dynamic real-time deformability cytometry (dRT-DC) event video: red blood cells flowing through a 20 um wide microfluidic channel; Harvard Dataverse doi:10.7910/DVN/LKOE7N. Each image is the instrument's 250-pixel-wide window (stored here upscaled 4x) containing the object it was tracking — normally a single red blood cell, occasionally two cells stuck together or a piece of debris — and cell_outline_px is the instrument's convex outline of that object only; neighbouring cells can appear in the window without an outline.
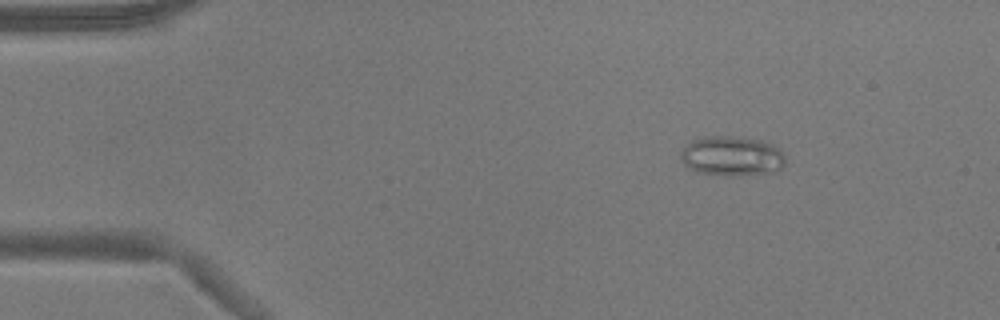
{"species": "common noctule bat (a hibernating species)", "species_latin": "Nyctalus noctula", "temperature_condition": "warm", "stored_images_in_passage": 53, "camera_frame_rate_fps": 3000, "um_per_image_px": 0.085, "animal": {"sex": "male", "body_mass_g": 17.9}, "frame": {"image": 1, "passage_image": 8, "time_ms": 2.333, "image_size_px": [1000, 320], "cell_outline_px": [[784, 164], [776, 172], [732, 176], [724, 176], [692, 172], [684, 164], [680, 156], [680, 152], [692, 140], [704, 136], [728, 136], [764, 140], [780, 148], [784, 156]], "centroid_in_image_um": [62.19, 13.28], "position_along_channel_um": 22.8, "area_um2": 24.62}}
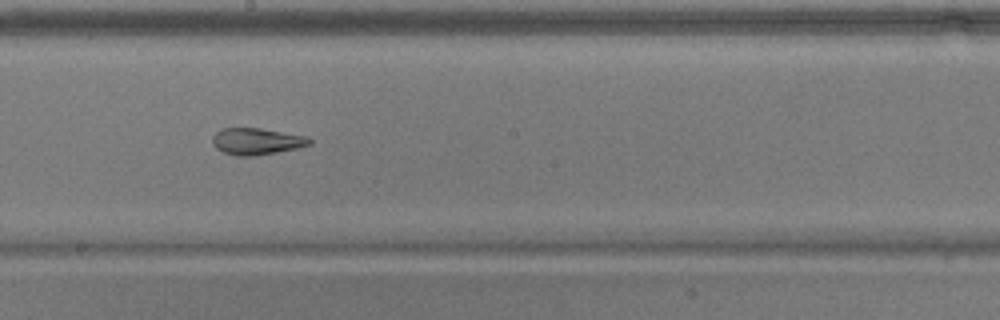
{"frame": {"image": 2, "passage_image": 30, "time_ms": 9.667, "image_size_px": [1000, 320], "cell_outline_px": [[312, 144], [296, 148], [276, 152], [252, 156], [236, 156], [224, 152], [216, 148], [212, 144], [212, 136], [220, 128], [260, 128], [308, 136], [312, 140]], "centroid_in_image_um": [21.8, 12.0], "position_along_channel_um": 226.4, "area_um2": 15.14}}
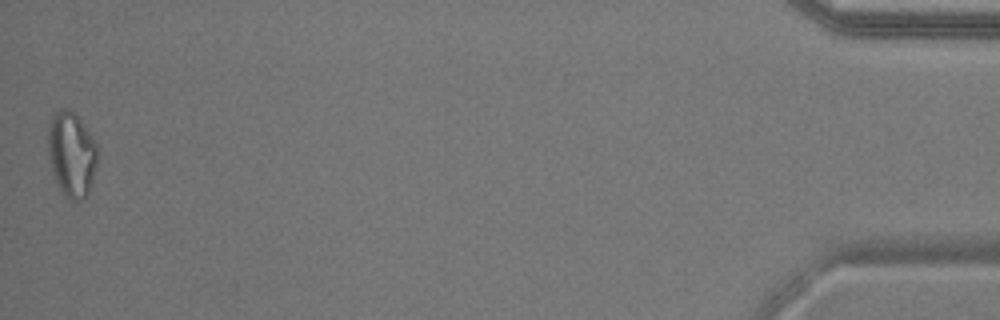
{"frame": {"image": 3, "passage_image": 53, "time_ms": 17.333, "image_size_px": [1000, 320], "cell_outline_px": [[96, 164], [88, 196], [84, 200], [72, 200], [60, 188], [52, 172], [48, 156], [48, 128], [52, 116], [60, 108], [68, 108], [80, 120], [96, 144]], "centroid_in_image_um": [6.06, 13.11], "position_along_channel_um": 429.1, "area_um2": 24.04}, "authors_computed_cell_mechanics": {"area_um2": 19.7098, "velocity_mm_per_s": 3.8305, "shape_relaxation_time_tau1_ms": null, "shape_relaxation_time_tau2_ms": 3.9133, "deformation_change_tau1": null, "deformation_change_tau2": 0.1218}}